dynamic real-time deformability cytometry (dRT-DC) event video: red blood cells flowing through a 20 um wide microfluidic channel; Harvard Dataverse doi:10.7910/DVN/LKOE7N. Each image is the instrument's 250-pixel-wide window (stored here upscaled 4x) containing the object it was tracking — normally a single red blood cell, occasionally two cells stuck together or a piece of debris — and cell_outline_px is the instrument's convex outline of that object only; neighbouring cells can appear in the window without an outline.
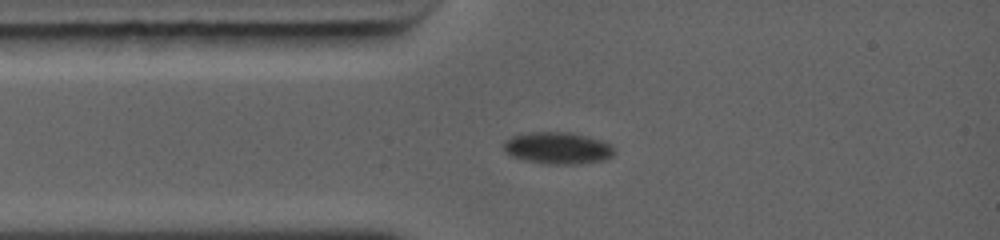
{"species": "common noctule bat (a hibernating species)", "species_latin": "Nyctalus noctula", "temperature_condition": "warm", "stored_images_in_passage": 23, "camera_frame_rate_fps": 5000, "um_per_image_px": 0.085, "animal": {"sex": "female", "body_mass_g": 19.0, "forearm_length_mm": 56.7}, "frame": {"image": 1, "passage_image": 1, "time_ms": 0.0, "image_size_px": [1000, 240], "cell_outline_px": [[616, 152], [608, 160], [580, 164], [548, 164], [524, 160], [512, 156], [504, 148], [504, 140], [512, 136], [528, 132], [568, 132], [588, 136], [604, 140], [612, 144]], "centroid_in_image_um": [47.48, 12.58], "position_along_channel_um": 37.5, "area_um2": 20.87}}
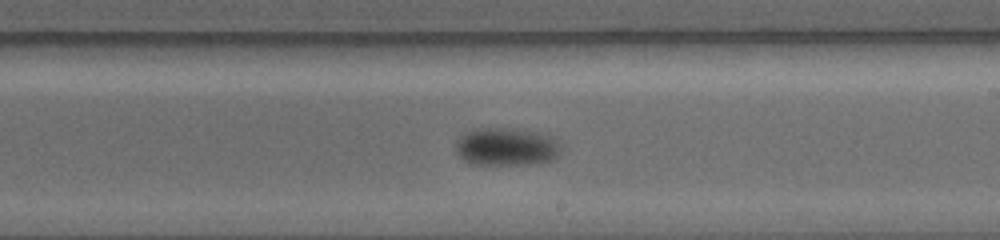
{"frame": {"image": 2, "passage_image": 9, "time_ms": 5.0, "image_size_px": [1000, 240], "cell_outline_px": [[560, 156], [552, 160], [524, 164], [472, 164], [464, 160], [456, 152], [456, 140], [464, 132], [476, 128], [512, 128], [540, 132], [552, 136], [560, 144]], "centroid_in_image_um": [43.05, 12.45], "position_along_channel_um": 246.0, "area_um2": 23.47}}
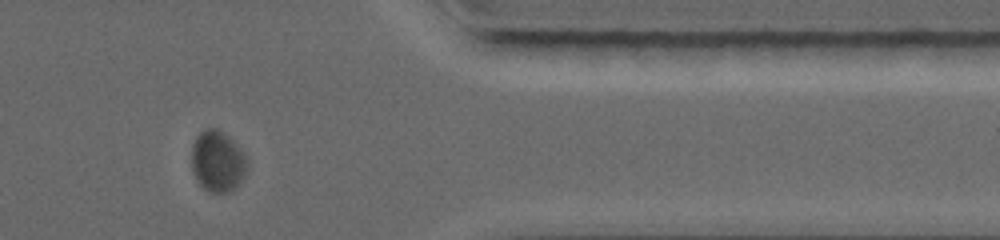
{"frame": {"image": 3, "passage_image": 17, "time_ms": 8.8, "image_size_px": [1000, 240], "cell_outline_px": [[248, 172], [236, 188], [228, 192], [212, 192], [204, 188], [196, 180], [192, 172], [192, 144], [196, 136], [204, 128], [216, 128], [224, 132], [248, 156]], "centroid_in_image_um": [18.53, 13.7], "position_along_channel_um": 392.9, "area_um2": 20.23}, "authors_computed_cell_mechanics": {"area_um2": 21.097, "velocity_mm_per_s": 4.2811, "shape_relaxation_time_tau1_ms": 1.679, "shape_relaxation_time_tau2_ms": null, "deformation_change_tau1": 0.0573, "deformation_change_tau2": null}}